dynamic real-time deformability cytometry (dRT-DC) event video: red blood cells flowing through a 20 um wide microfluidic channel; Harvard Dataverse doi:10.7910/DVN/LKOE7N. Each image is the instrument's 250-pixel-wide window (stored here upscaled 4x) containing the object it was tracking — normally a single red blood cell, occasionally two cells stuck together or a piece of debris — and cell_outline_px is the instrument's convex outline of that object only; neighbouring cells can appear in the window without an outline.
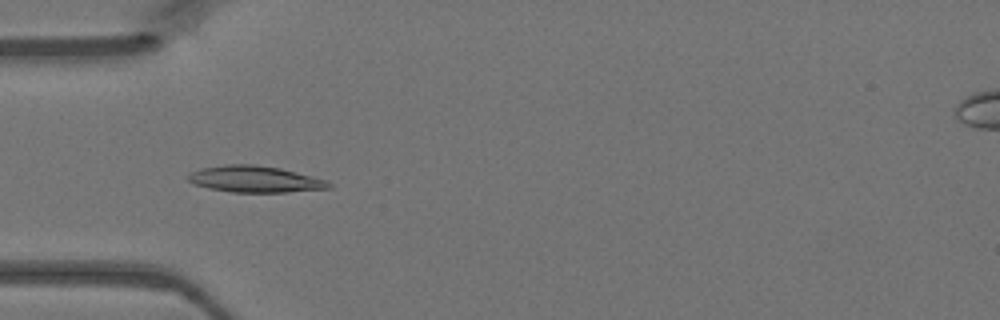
{"species": "Egyptian fruit bat (a non-hibernating species)", "species_latin": "Rousettus aegyptiacus", "temperature_condition": "warm", "stored_images_in_passage": 48, "camera_frame_rate_fps": 3000, "um_per_image_px": 0.085, "animal": {"sex": "female"}, "frame": {"image": 1, "passage_image": 15, "time_ms": 4.667, "image_size_px": [1000, 320], "cell_outline_px": [[332, 188], [288, 192], [232, 192], [208, 188], [192, 184], [188, 180], [188, 176], [192, 172], [200, 168], [224, 164], [252, 164], [280, 168], [328, 180], [332, 184]], "centroid_in_image_um": [21.68, 15.23], "position_along_channel_um": 63.3, "area_um2": 21.79}}
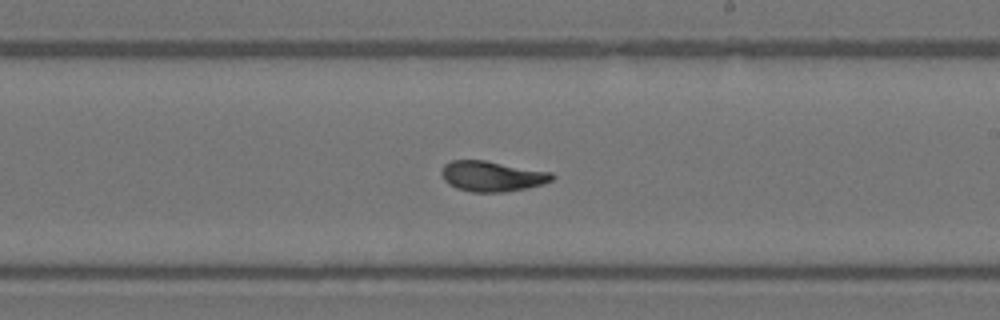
{"frame": {"image": 2, "passage_image": 28, "time_ms": 9.0, "image_size_px": [1000, 320], "cell_outline_px": [[556, 176], [552, 180], [544, 184], [528, 188], [504, 192], [472, 192], [456, 188], [448, 184], [444, 180], [440, 172], [444, 164], [452, 160], [484, 160], [552, 172]], "centroid_in_image_um": [41.83, 14.98], "position_along_channel_um": 247.2, "area_um2": 19.77}}
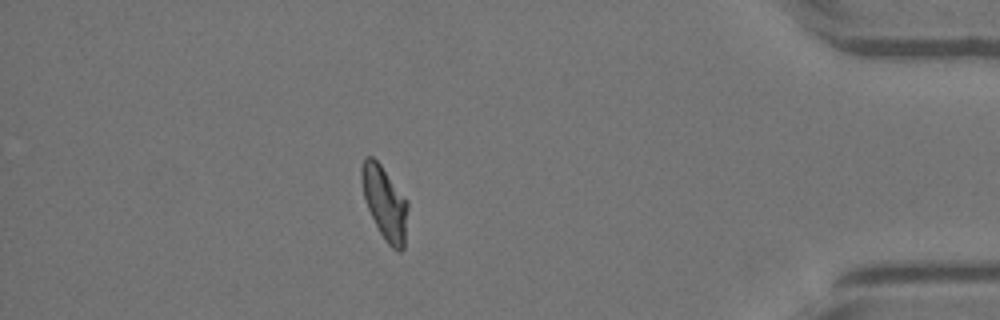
{"frame": {"image": 3, "passage_image": 42, "time_ms": 13.667, "image_size_px": [1000, 320], "cell_outline_px": [[408, 208], [404, 248], [400, 252], [396, 252], [384, 240], [368, 208], [364, 196], [360, 180], [360, 168], [364, 156], [372, 156], [380, 164], [408, 200]], "centroid_in_image_um": [32.7, 17.23], "position_along_channel_um": 402.5, "area_um2": 19.83}}